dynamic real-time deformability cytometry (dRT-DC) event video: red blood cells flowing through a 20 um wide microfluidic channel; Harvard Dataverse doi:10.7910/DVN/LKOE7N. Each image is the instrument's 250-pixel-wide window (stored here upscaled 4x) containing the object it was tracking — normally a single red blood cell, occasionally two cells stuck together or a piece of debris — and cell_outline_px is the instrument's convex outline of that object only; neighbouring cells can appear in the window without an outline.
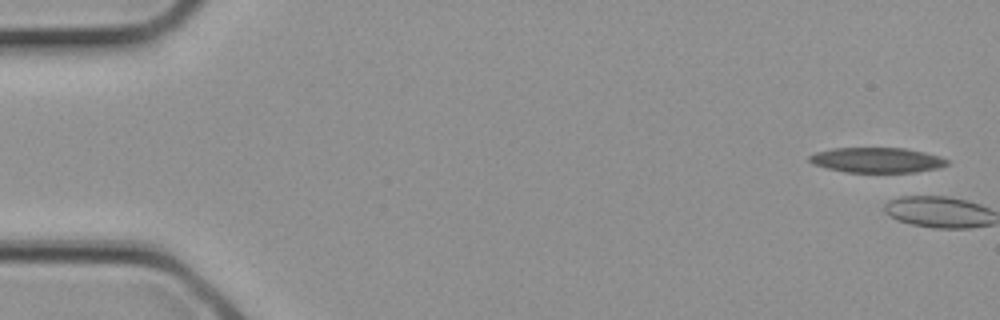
{"species": "common noctule bat (a hibernating species)", "species_latin": "Nyctalus noctula", "temperature_condition": "cold", "stored_images_in_passage": 5, "camera_frame_rate_fps": 3000, "um_per_image_px": 0.085, "animal": {"sex": "female", "body_mass_g": 21.9}, "frame": {"image": 1, "passage_image": 1, "time_ms": 0.0, "image_size_px": [1000, 320], "cell_outline_px": [[948, 164], [940, 168], [916, 172], [844, 172], [812, 164], [808, 160], [808, 156], [816, 152], [832, 148], [904, 148], [924, 152], [940, 156], [948, 160]], "centroid_in_image_um": [74.54, 13.61], "position_along_channel_um": 10.5, "area_um2": 20.23}}